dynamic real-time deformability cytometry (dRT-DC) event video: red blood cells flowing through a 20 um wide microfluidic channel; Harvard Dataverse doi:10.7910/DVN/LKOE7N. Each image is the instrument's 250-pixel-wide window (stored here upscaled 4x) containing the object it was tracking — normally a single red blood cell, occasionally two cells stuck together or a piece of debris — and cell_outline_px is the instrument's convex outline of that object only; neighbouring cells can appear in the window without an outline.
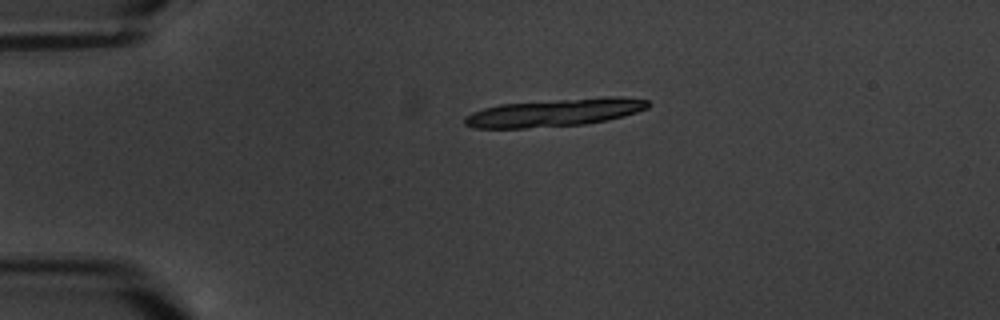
{"species": "common noctule bat (a hibernating species)", "species_latin": "Nyctalus noctula", "temperature_condition": "warm", "stored_images_in_passage": 6, "segment_of_instrument_passage": [1, 2], "camera_frame_rate_fps": 3000, "um_per_image_px": 0.085, "animal": {"sex": "male", "body_mass_g": 20.1, "forearm_length_mm": 53.5}, "frame": {"image": 1, "passage_image": 1, "time_ms": 0.0, "image_size_px": [1000, 320], "cell_outline_px": [[652, 104], [648, 108], [624, 116], [608, 120], [584, 124], [524, 128], [472, 128], [464, 124], [464, 116], [472, 112], [484, 108], [500, 104], [604, 96], [620, 96], [648, 100]], "centroid_in_image_um": [47.17, 9.56], "position_along_channel_um": 37.8, "area_um2": 29.88}}